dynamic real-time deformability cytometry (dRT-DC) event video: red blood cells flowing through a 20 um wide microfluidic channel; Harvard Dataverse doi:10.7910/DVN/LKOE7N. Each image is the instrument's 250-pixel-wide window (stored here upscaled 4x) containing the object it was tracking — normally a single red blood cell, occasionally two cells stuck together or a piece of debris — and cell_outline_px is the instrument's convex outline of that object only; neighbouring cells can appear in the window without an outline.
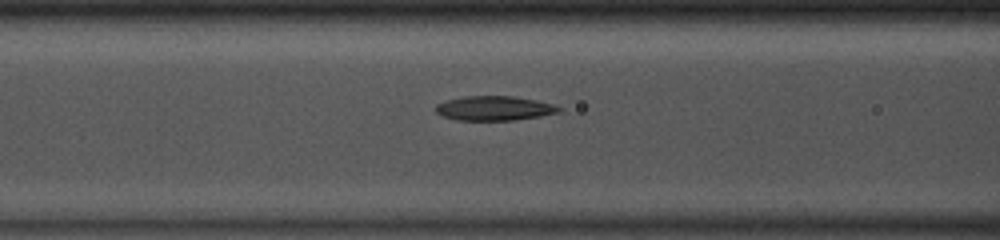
{"species": "common noctule bat (a hibernating species)", "species_latin": "Nyctalus noctula", "temperature_condition": "room temperature", "stored_images_in_passage": 47, "camera_frame_rate_fps": 3000, "um_per_image_px": 0.085, "animal": {"sex": "male", "body_mass_g": 13.0, "forearm_length_mm": 53.1}, "frame": {"image": 1, "passage_image": 18, "time_ms": 5.667, "image_size_px": [1000, 240], "cell_outline_px": [[564, 108], [560, 112], [540, 116], [516, 120], [456, 120], [444, 116], [436, 112], [436, 104], [448, 100], [464, 96], [512, 96], [536, 100], [552, 104]], "centroid_in_image_um": [42.05, 9.2], "position_along_channel_um": 124.6, "area_um2": 17.51}}
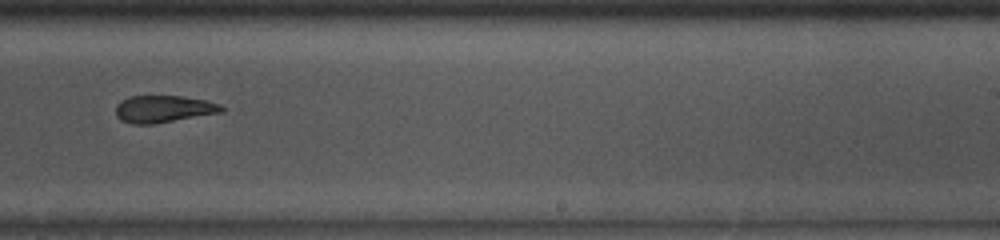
{"frame": {"image": 2, "passage_image": 29, "time_ms": 9.333, "image_size_px": [1000, 240], "cell_outline_px": [[224, 112], [152, 124], [132, 124], [120, 120], [116, 116], [116, 104], [120, 100], [128, 96], [184, 96], [204, 100], [220, 104], [224, 108]], "centroid_in_image_um": [13.87, 9.26], "position_along_channel_um": 275.1, "area_um2": 16.82}}
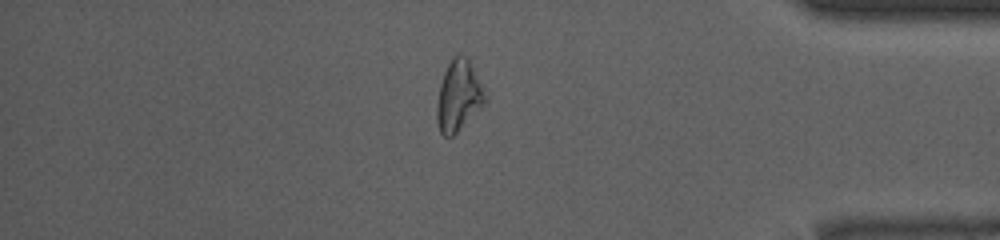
{"frame": {"image": 3, "passage_image": 40, "time_ms": 13.0, "image_size_px": [1000, 240], "cell_outline_px": [[488, 100], [452, 136], [444, 136], [440, 132], [436, 120], [436, 108], [440, 84], [444, 72], [452, 56], [460, 56], [468, 60], [484, 88], [488, 96]], "centroid_in_image_um": [38.97, 8.17], "position_along_channel_um": 396.2, "area_um2": 19.54}, "authors_computed_cell_mechanics": {"area_um2": 18.3804, "velocity_mm_per_s": 4.114, "shape_relaxation_time_tau1_ms": 7.9093, "shape_relaxation_time_tau2_ms": null, "deformation_change_tau1": 0.2083, "deformation_change_tau2": null}}